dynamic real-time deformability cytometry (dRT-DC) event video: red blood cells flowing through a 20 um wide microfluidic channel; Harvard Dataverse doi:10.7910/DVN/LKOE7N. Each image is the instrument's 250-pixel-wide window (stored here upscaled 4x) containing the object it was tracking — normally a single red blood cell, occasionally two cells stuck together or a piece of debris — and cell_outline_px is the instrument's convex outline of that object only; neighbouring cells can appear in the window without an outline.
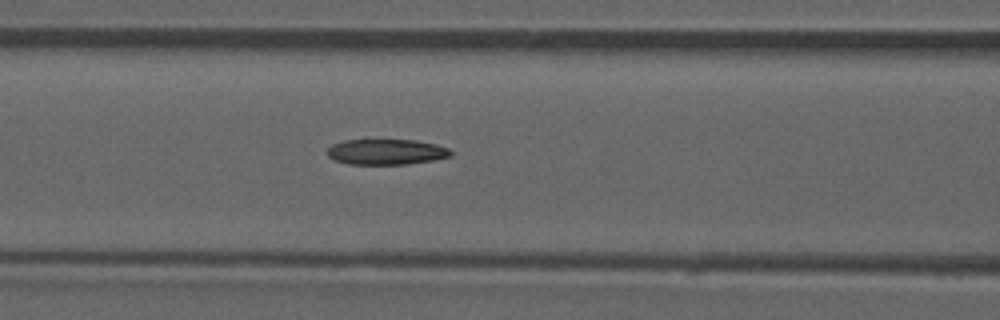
{"species": "common noctule bat (a hibernating species)", "species_latin": "Nyctalus noctula", "temperature_condition": "room temperature", "stored_images_in_passage": 40, "camera_frame_rate_fps": 3000, "um_per_image_px": 0.085, "animal": {"sex": "male", "forearm_length_mm": 52.5}, "frame": {"image": 1, "passage_image": 14, "time_ms": 4.333, "image_size_px": [1000, 320], "cell_outline_px": [[452, 156], [432, 160], [408, 164], [348, 164], [336, 160], [328, 156], [324, 152], [332, 144], [344, 140], [364, 136], [416, 140], [436, 144], [448, 148], [452, 152]], "centroid_in_image_um": [32.76, 12.85], "position_along_channel_um": 133.8, "area_um2": 19.48}, "authors_computed_cell_mechanics": {"area_um2": 19.4208, "velocity_mm_per_s": 3.9232, "shape_relaxation_time_tau1_ms": null, "shape_relaxation_time_tau2_ms": 7.1684, "deformation_change_tau1": null, "deformation_change_tau2": 0.1837}}